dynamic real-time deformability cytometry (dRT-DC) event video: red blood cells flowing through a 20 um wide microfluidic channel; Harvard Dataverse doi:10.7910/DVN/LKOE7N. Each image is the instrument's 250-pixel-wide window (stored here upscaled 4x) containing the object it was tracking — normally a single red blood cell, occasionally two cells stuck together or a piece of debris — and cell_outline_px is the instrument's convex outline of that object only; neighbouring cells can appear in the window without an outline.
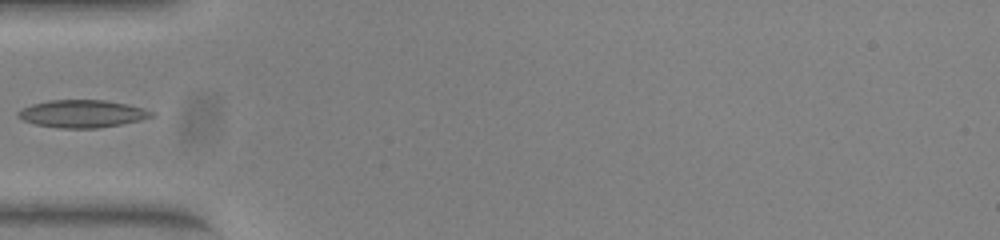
{"species": "common noctule bat (a hibernating species)", "species_latin": "Nyctalus noctula", "temperature_condition": "warm", "stored_images_in_passage": 36, "camera_frame_rate_fps": 3000, "um_per_image_px": 0.085, "animal": {"sex": "female", "body_mass_g": 23.0, "forearm_length_mm": 53.4}, "frame": {"image": 1, "passage_image": 1, "time_ms": 0.0, "image_size_px": [1000, 240], "cell_outline_px": [[156, 116], [140, 120], [120, 124], [96, 128], [60, 128], [36, 124], [24, 120], [16, 116], [16, 112], [32, 104], [48, 100], [104, 100], [128, 104], [144, 108], [156, 112]], "centroid_in_image_um": [7.03, 9.66], "position_along_channel_um": 78.0, "area_um2": 21.44}}
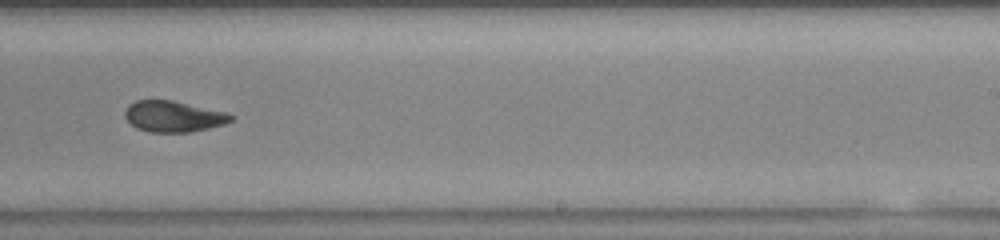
{"frame": {"image": 2, "passage_image": 16, "time_ms": 5.0, "image_size_px": [1000, 240], "cell_outline_px": [[236, 116], [232, 120], [224, 124], [208, 128], [188, 132], [152, 132], [136, 128], [124, 116], [124, 112], [128, 104], [136, 100], [172, 100], [228, 112]], "centroid_in_image_um": [14.76, 9.88], "position_along_channel_um": 274.2, "area_um2": 19.25}}
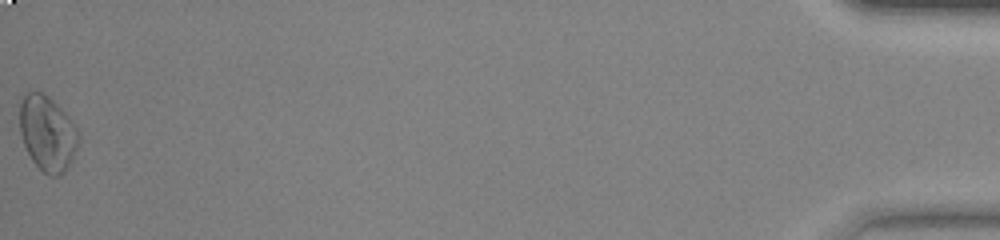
{"frame": {"image": 3, "passage_image": 36, "time_ms": 11.667, "image_size_px": [1000, 240], "cell_outline_px": [[80, 136], [76, 148], [64, 172], [56, 176], [48, 176], [32, 160], [24, 144], [20, 132], [20, 104], [24, 96], [28, 92], [40, 92], [48, 96], [76, 124], [80, 132]], "centroid_in_image_um": [4.04, 11.32], "position_along_channel_um": 431.2, "area_um2": 25.43}}